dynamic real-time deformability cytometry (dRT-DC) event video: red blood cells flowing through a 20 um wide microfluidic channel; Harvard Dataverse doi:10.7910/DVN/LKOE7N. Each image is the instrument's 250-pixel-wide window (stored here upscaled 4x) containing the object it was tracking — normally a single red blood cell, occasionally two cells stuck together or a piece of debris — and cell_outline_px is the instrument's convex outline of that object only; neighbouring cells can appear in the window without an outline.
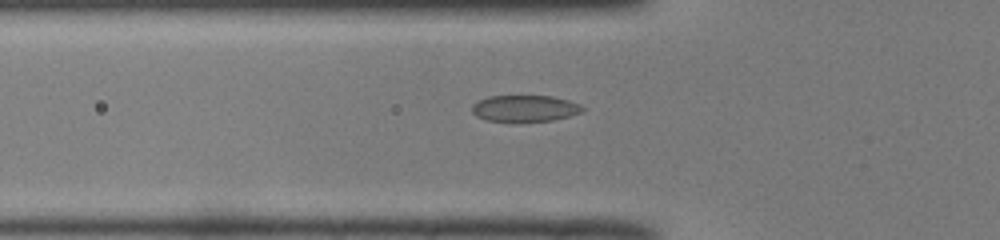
{"species": "common noctule bat (a hibernating species)", "species_latin": "Nyctalus noctula", "temperature_condition": "room temperature", "stored_images_in_passage": 35, "camera_frame_rate_fps": 3000, "um_per_image_px": 0.085, "animal": {"sex": "male", "body_mass_g": 19.0, "forearm_length_mm": 50.8}, "frame": {"image": 1, "passage_image": 2, "time_ms": 0.333, "image_size_px": [1000, 240], "cell_outline_px": [[584, 108], [580, 112], [568, 116], [552, 120], [488, 120], [476, 116], [472, 112], [472, 104], [488, 96], [552, 96], [568, 100], [580, 104]], "centroid_in_image_um": [44.6, 9.18], "position_along_channel_um": 81.2, "area_um2": 16.53}}
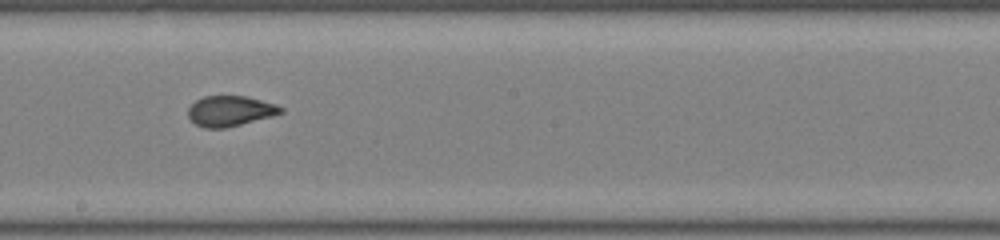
{"frame": {"image": 2, "passage_image": 13, "time_ms": 4.0, "image_size_px": [1000, 240], "cell_outline_px": [[284, 112], [272, 116], [224, 128], [204, 128], [196, 124], [188, 116], [188, 108], [196, 100], [204, 96], [248, 96], [276, 104], [284, 108]], "centroid_in_image_um": [19.57, 9.42], "position_along_channel_um": 228.6, "area_um2": 16.36}}
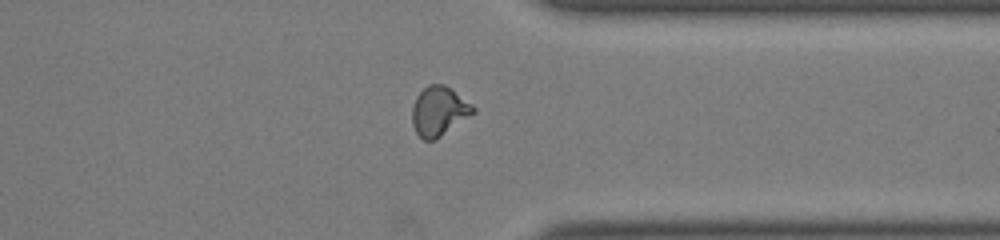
{"frame": {"image": 3, "passage_image": 24, "time_ms": 7.667, "image_size_px": [1000, 240], "cell_outline_px": [[476, 112], [436, 140], [424, 140], [416, 132], [412, 124], [412, 108], [416, 96], [428, 84], [444, 84], [452, 88], [472, 104], [476, 108]], "centroid_in_image_um": [37.33, 9.44], "position_along_channel_um": 374.1, "area_um2": 17.74}, "authors_computed_cell_mechanics": {"area_um2": 16.8198, "velocity_mm_per_s": 4.0248, "shape_relaxation_time_tau1_ms": 10.8974, "shape_relaxation_time_tau2_ms": 0.8148, "deformation_change_tau1": 0.2914, "deformation_change_tau2": 0.0645}}